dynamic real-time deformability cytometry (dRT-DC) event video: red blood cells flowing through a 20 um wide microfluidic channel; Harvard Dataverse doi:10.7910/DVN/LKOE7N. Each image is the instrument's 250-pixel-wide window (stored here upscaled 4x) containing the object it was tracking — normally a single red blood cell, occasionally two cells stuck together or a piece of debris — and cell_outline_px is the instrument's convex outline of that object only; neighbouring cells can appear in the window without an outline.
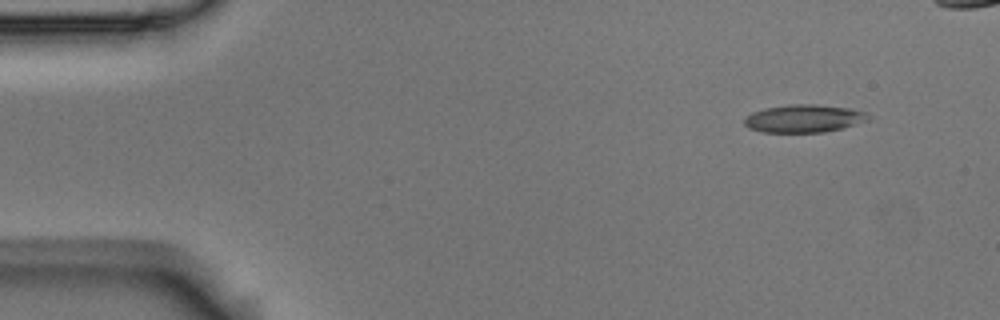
{"species": "Egyptian fruit bat (a non-hibernating species)", "species_latin": "Rousettus aegyptiacus", "temperature_condition": "room temperature", "stored_images_in_passage": 5, "camera_frame_rate_fps": 3000, "um_per_image_px": 0.085, "animal": {"sex": "male"}, "frame": {"image": 1, "passage_image": 1, "time_ms": 0.0, "image_size_px": [1000, 320], "cell_outline_px": [[868, 120], [840, 128], [824, 132], [760, 132], [748, 128], [744, 124], [744, 116], [752, 112], [764, 108], [788, 104], [816, 104], [852, 108], [868, 112]], "centroid_in_image_um": [68.29, 10.06], "position_along_channel_um": 16.7, "area_um2": 20.23}}